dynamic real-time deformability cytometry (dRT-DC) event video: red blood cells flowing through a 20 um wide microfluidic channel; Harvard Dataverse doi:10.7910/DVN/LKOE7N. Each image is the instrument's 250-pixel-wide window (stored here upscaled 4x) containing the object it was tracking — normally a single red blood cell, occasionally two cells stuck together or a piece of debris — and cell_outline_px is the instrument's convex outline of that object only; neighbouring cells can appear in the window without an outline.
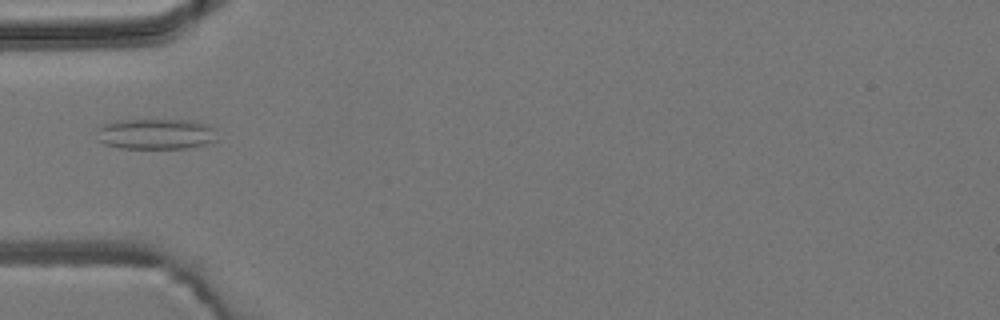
{"species": "common noctule bat (a hibernating species)", "species_latin": "Nyctalus noctula", "temperature_condition": "room temperature", "stored_images_in_passage": 1, "camera_frame_rate_fps": 3000, "um_per_image_px": 0.085, "animal": {"sex": "male", "body_mass_g": 19.2, "forearm_length_mm": 51.8}, "frame": {"image": 1, "passage_image": 1, "time_ms": 0.0, "image_size_px": [1000, 320], "cell_outline_px": [[216, 140], [204, 144], [188, 148], [120, 148], [104, 144], [96, 140], [96, 128], [104, 124], [116, 120], [192, 120], [208, 124], [216, 128]], "centroid_in_image_um": [13.22, 11.38], "position_along_channel_um": 71.8, "area_um2": 21.85}}